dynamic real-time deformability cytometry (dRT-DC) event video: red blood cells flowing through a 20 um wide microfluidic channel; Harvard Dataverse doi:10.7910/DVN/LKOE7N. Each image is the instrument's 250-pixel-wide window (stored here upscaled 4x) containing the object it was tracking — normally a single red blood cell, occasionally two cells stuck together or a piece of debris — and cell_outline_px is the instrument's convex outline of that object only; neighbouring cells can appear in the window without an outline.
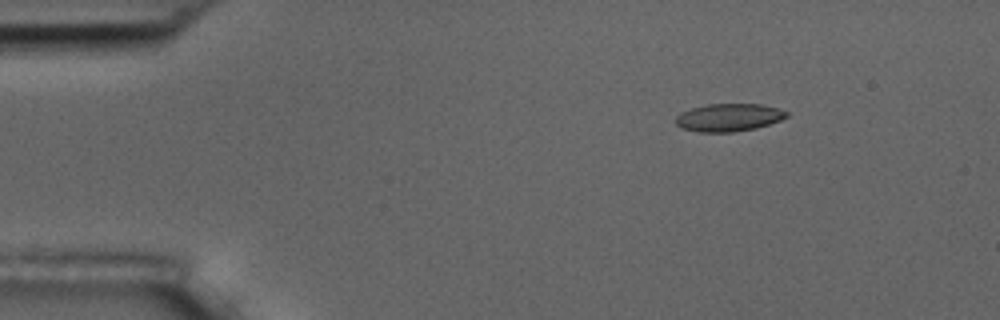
{"species": "common noctule bat (a hibernating species)", "species_latin": "Nyctalus noctula", "temperature_condition": "room temperature", "stored_images_in_passage": 4, "camera_frame_rate_fps": 3000, "um_per_image_px": 0.085, "animal": {"sex": "male", "body_mass_g": 17.5, "forearm_length_mm": 52.3}, "frame": {"image": 1, "passage_image": 2, "time_ms": 2.0, "image_size_px": [1000, 320], "cell_outline_px": [[788, 116], [780, 120], [756, 128], [732, 132], [700, 132], [684, 128], [676, 124], [676, 116], [680, 112], [692, 108], [708, 104], [764, 104], [788, 112]], "centroid_in_image_um": [61.94, 9.98], "position_along_channel_um": 23.1, "area_um2": 17.8}}
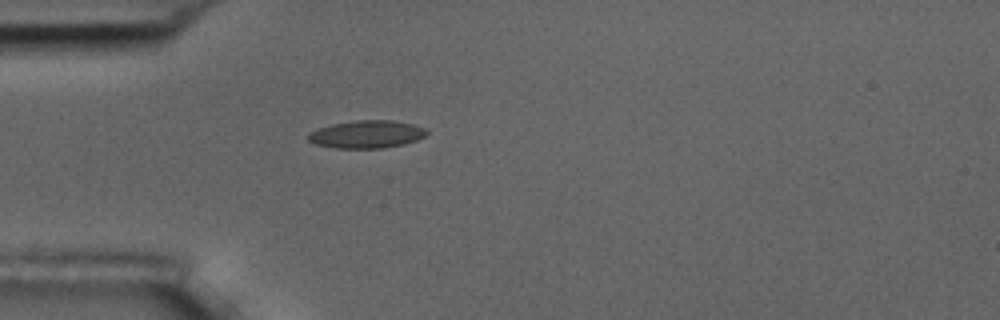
{"frame": {"image": 2, "passage_image": 4, "time_ms": 4.667, "image_size_px": [1000, 320], "cell_outline_px": [[428, 132], [424, 136], [416, 140], [404, 144], [384, 148], [336, 148], [316, 144], [308, 140], [308, 132], [316, 128], [332, 124], [356, 120], [392, 120], [412, 124], [424, 128]], "centroid_in_image_um": [31.14, 11.41], "position_along_channel_um": 53.9, "area_um2": 19.13}}